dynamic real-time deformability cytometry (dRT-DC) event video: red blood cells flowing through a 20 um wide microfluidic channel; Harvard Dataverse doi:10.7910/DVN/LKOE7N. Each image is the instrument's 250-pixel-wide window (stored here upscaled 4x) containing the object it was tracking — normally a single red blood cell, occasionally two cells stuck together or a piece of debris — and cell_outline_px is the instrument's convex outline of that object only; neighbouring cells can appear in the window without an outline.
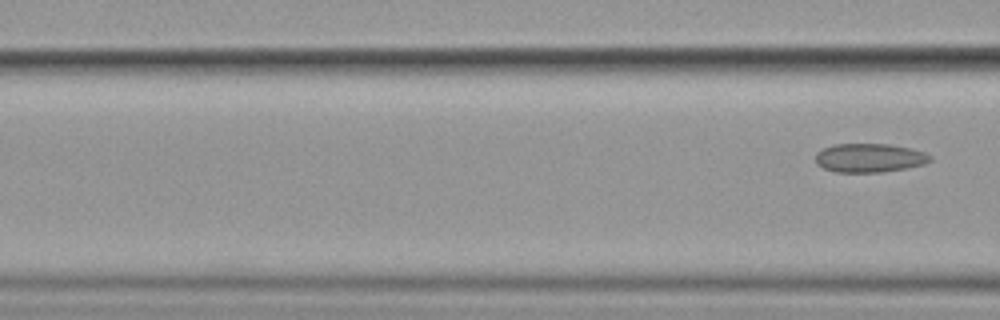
{"species": "common noctule bat (a hibernating species)", "species_latin": "Nyctalus noctula", "temperature_condition": "cold", "stored_images_in_passage": 4, "segment_of_instrument_passage": [2, 2], "camera_frame_rate_fps": 3000, "um_per_image_px": 0.085, "animal": {"sex": "female", "body_mass_g": 19.9}, "frame": {"image": 1, "passage_image": 4, "time_ms": 4.333, "image_size_px": [1000, 320], "cell_outline_px": [[932, 160], [924, 164], [908, 168], [880, 172], [836, 172], [824, 168], [816, 164], [816, 152], [832, 144], [888, 144], [912, 148], [924, 152], [932, 156]], "centroid_in_image_um": [73.92, 13.42], "position_along_channel_um": 92.7, "area_um2": 19.36}}